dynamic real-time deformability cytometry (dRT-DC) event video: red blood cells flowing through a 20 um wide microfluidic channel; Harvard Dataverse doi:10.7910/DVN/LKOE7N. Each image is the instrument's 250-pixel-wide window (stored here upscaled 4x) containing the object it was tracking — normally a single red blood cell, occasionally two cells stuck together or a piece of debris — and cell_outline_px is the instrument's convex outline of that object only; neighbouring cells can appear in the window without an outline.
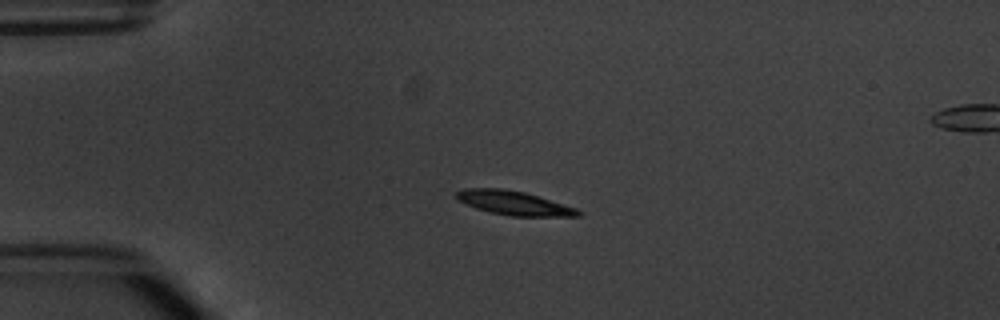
{"species": "common noctule bat (a hibernating species)", "species_latin": "Nyctalus noctula", "temperature_condition": "warm", "stored_images_in_passage": 5, "camera_frame_rate_fps": 3000, "um_per_image_px": 0.085, "animal": {"sex": "male", "body_mass_g": 20.1, "forearm_length_mm": 53.5}, "frame": {"image": 1, "passage_image": 3, "time_ms": 2.333, "image_size_px": [1000, 320], "cell_outline_px": [[584, 212], [580, 216], [508, 216], [476, 208], [460, 200], [456, 196], [456, 192], [464, 188], [504, 188], [524, 192], [576, 208]], "centroid_in_image_um": [43.71, 17.25], "position_along_channel_um": 41.3, "area_um2": 16.82}}